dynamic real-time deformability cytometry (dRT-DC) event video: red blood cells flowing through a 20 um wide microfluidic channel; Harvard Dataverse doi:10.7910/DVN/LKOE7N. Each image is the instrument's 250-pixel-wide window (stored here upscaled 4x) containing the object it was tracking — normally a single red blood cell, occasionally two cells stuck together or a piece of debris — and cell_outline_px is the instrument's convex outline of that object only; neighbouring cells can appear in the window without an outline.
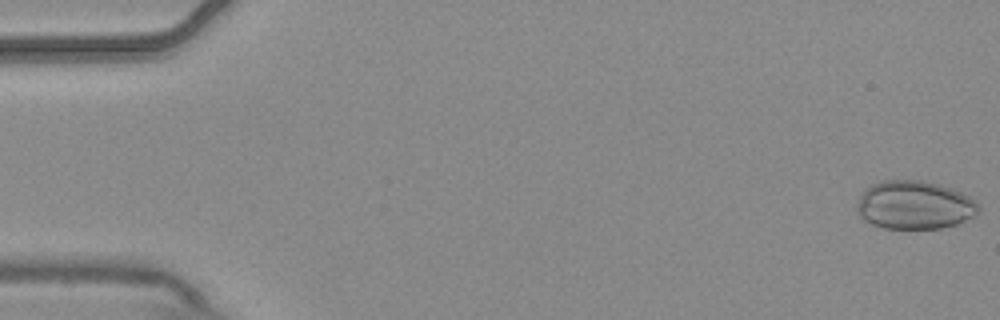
{"species": "common noctule bat (a hibernating species)", "species_latin": "Nyctalus noctula", "temperature_condition": "warm", "stored_images_in_passage": 6, "camera_frame_rate_fps": 3000, "um_per_image_px": 0.085, "animal": {"sex": "male", "body_mass_g": 20.4}, "frame": {"image": 1, "passage_image": 1, "time_ms": 0.0, "image_size_px": [1000, 320], "cell_outline_px": [[980, 208], [976, 216], [956, 224], [940, 228], [884, 228], [872, 224], [864, 220], [856, 212], [856, 204], [860, 192], [864, 188], [880, 180], [920, 180], [940, 184], [952, 188], [968, 196]], "centroid_in_image_um": [77.68, 17.42], "position_along_channel_um": 7.3, "area_um2": 34.56}}